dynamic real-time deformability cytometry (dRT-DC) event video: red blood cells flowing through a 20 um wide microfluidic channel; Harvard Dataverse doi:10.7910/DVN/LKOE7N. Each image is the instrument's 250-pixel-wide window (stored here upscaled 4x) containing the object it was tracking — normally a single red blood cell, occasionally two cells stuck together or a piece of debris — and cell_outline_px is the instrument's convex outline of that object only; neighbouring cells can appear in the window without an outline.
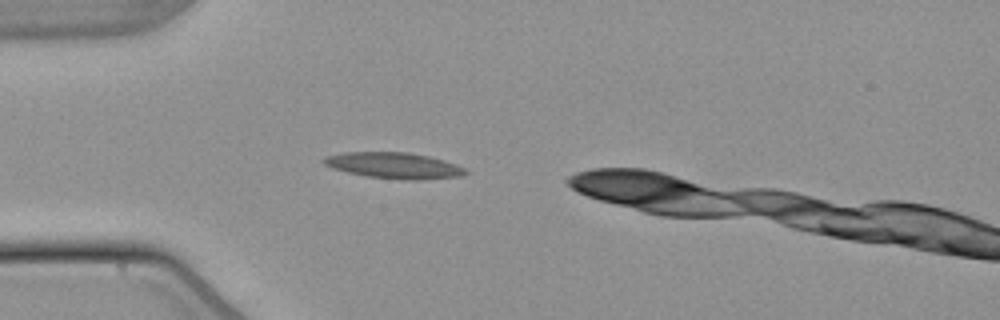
{"species": "common noctule bat (a hibernating species)", "species_latin": "Nyctalus noctula", "temperature_condition": "warm", "stored_images_in_passage": 38, "camera_frame_rate_fps": 3000, "um_per_image_px": 0.085, "animal": {"sex": "male", "body_mass_g": 21.5, "forearm_length_mm": 52.0}, "frame": {"image": 1, "passage_image": 6, "time_ms": 1.667, "image_size_px": [1000, 320], "cell_outline_px": [[468, 172], [460, 176], [420, 180], [408, 180], [368, 176], [348, 172], [332, 168], [324, 164], [320, 160], [324, 156], [344, 152], [408, 152], [428, 156], [444, 160], [456, 164], [464, 168]], "centroid_in_image_um": [33.46, 14.06], "position_along_channel_um": 51.5, "area_um2": 21.44}}
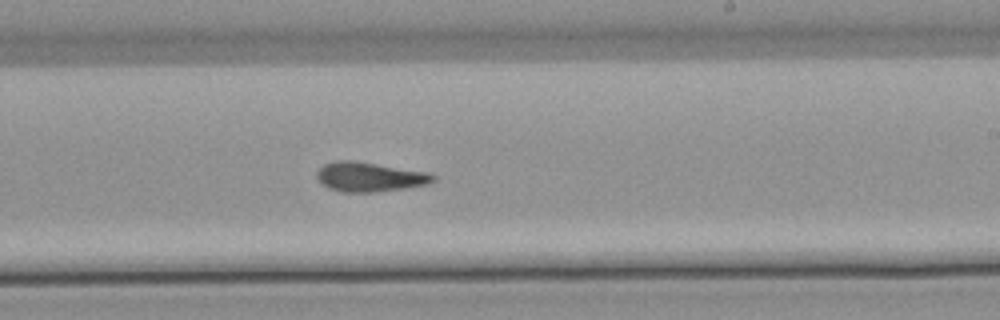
{"frame": {"image": 2, "passage_image": 23, "time_ms": 7.333, "image_size_px": [1000, 320], "cell_outline_px": [[436, 180], [428, 184], [404, 188], [376, 192], [340, 192], [328, 188], [320, 184], [316, 176], [316, 172], [324, 164], [336, 160], [352, 160], [432, 172], [436, 176]], "centroid_in_image_um": [31.43, 15.03], "position_along_channel_um": 257.6, "area_um2": 20.35}}
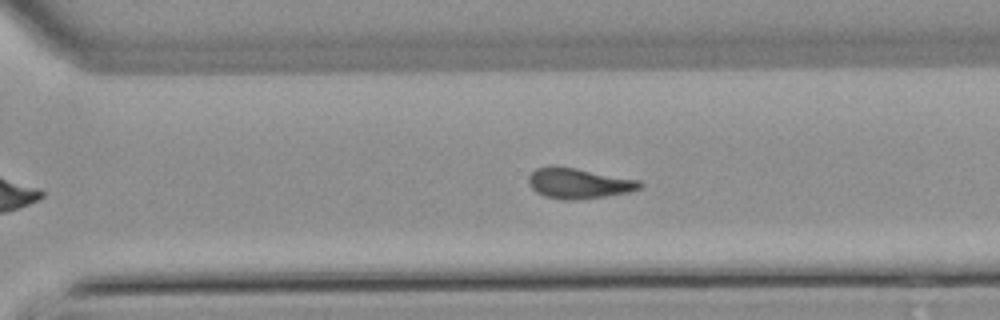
{"frame": {"image": 3, "passage_image": 28, "time_ms": 9.0, "image_size_px": [1000, 320], "cell_outline_px": [[644, 184], [640, 188], [628, 192], [604, 196], [572, 200], [560, 200], [544, 196], [536, 192], [528, 184], [528, 176], [536, 168], [552, 164], [556, 164], [640, 180]], "centroid_in_image_um": [49.14, 15.56], "position_along_channel_um": 321.5, "area_um2": 20.06}, "authors_computed_cell_mechanics": {"area_um2": 19.4497, "velocity_mm_per_s": 3.8372, "shape_relaxation_time_tau1_ms": null, "shape_relaxation_time_tau2_ms": 3.5505, "deformation_change_tau1": null, "deformation_change_tau2": 0.1201}}